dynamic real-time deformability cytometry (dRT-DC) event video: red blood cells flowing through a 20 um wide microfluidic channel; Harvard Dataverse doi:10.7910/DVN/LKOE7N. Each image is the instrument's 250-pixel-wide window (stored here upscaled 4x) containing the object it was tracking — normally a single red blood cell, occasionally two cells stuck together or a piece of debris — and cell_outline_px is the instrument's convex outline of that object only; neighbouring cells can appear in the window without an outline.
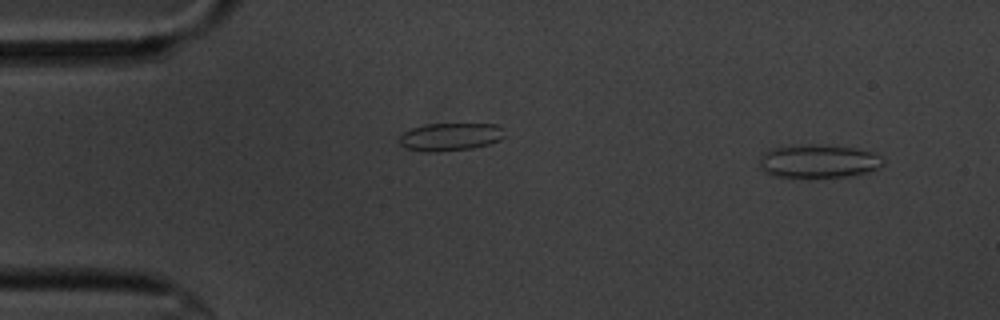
{"species": "common noctule bat (a hibernating species)", "species_latin": "Nyctalus noctula", "temperature_condition": "cold", "stored_images_in_passage": 56, "camera_frame_rate_fps": 3000, "um_per_image_px": 0.085, "animal": {"sex": "male", "body_mass_g": 20.1, "forearm_length_mm": 53.5}, "frame": {"image": 1, "passage_image": 4, "time_ms": 1.0, "image_size_px": [1000, 320], "cell_outline_px": [[884, 164], [880, 168], [868, 172], [848, 176], [812, 180], [772, 176], [760, 168], [760, 156], [764, 152], [772, 148], [788, 144], [820, 144], [856, 148], [872, 152], [880, 156], [884, 160]], "centroid_in_image_um": [69.54, 13.73], "position_along_channel_um": 15.5, "area_um2": 25.26}}
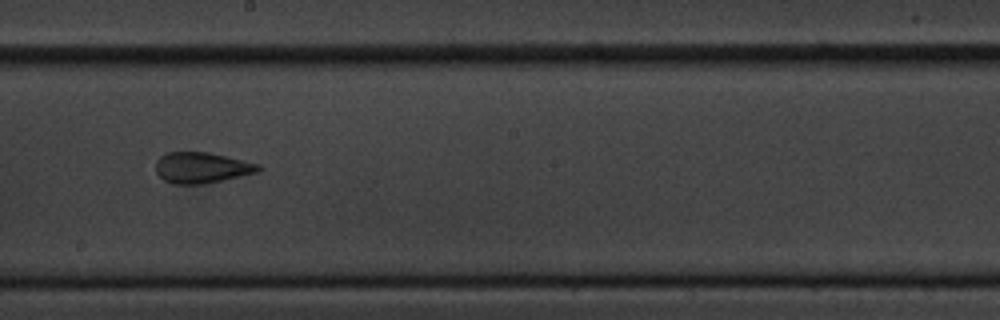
{"frame": {"image": 2, "passage_image": 31, "time_ms": 10.0, "image_size_px": [1000, 320], "cell_outline_px": [[264, 168], [260, 172], [204, 184], [172, 184], [164, 180], [156, 172], [156, 160], [160, 156], [168, 152], [208, 152], [260, 164]], "centroid_in_image_um": [17.17, 14.26], "position_along_channel_um": 231.0, "area_um2": 18.61}}
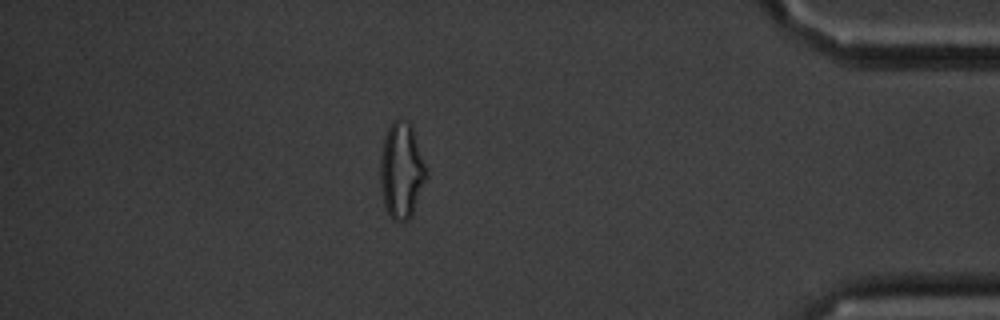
{"frame": {"image": 3, "passage_image": 49, "time_ms": 16.0, "image_size_px": [1000, 320], "cell_outline_px": [[428, 176], [412, 216], [408, 220], [392, 220], [388, 216], [384, 204], [380, 188], [380, 160], [384, 136], [392, 120], [400, 116], [408, 120], [412, 124], [428, 172]], "centroid_in_image_um": [34.14, 14.46], "position_along_channel_um": 401.1, "area_um2": 26.47}, "authors_computed_cell_mechanics": {"area_um2": 20.8658, "velocity_mm_per_s": 3.4962, "shape_relaxation_time_tau1_ms": null, "shape_relaxation_time_tau2_ms": 1.3304, "deformation_change_tau1": null, "deformation_change_tau2": 0.095}}